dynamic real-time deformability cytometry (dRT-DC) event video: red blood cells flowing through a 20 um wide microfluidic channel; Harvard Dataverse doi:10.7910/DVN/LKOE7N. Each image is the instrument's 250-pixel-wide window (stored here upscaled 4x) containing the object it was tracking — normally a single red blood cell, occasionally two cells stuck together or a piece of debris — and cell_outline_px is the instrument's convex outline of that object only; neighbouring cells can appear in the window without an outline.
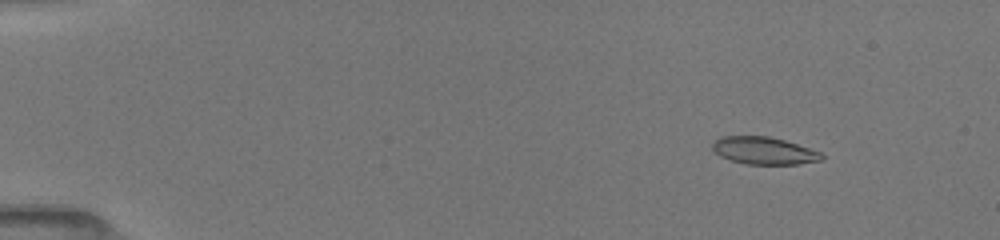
{"species": "common noctule bat (a hibernating species)", "species_latin": "Nyctalus noctula", "temperature_condition": "room temperature", "stored_images_in_passage": 39, "camera_frame_rate_fps": 3000, "um_per_image_px": 0.085, "animal": {"sex": "female", "body_mass_g": 19.5, "forearm_length_mm": 54.1}, "frame": {"image": 1, "passage_image": 3, "time_ms": 1.667, "image_size_px": [1000, 240], "cell_outline_px": [[824, 160], [796, 164], [744, 164], [720, 156], [712, 148], [712, 144], [720, 136], [768, 136], [784, 140], [820, 152], [824, 156]], "centroid_in_image_um": [64.93, 12.81], "position_along_channel_um": 20.1, "area_um2": 17.28}}
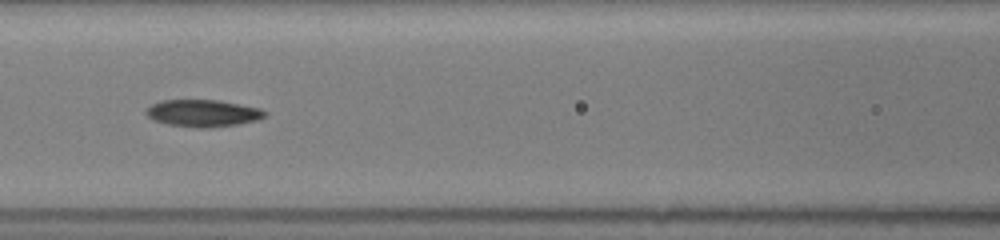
{"frame": {"image": 2, "passage_image": 18, "time_ms": 7.667, "image_size_px": [1000, 240], "cell_outline_px": [[268, 116], [256, 120], [240, 124], [208, 128], [196, 128], [168, 124], [152, 120], [144, 112], [144, 108], [160, 100], [220, 100], [260, 108], [268, 112]], "centroid_in_image_um": [17.25, 9.62], "position_along_channel_um": 149.4, "area_um2": 19.07}}
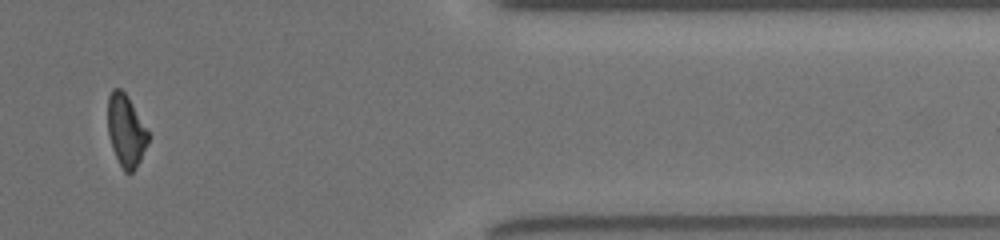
{"frame": {"image": 3, "passage_image": 34, "time_ms": 14.667, "image_size_px": [1000, 240], "cell_outline_px": [[152, 136], [136, 168], [132, 172], [124, 172], [112, 148], [108, 132], [108, 96], [112, 88], [120, 88], [128, 96]], "centroid_in_image_um": [10.74, 11.09], "position_along_channel_um": 400.7, "area_um2": 17.17}, "authors_computed_cell_mechanics": {"area_um2": 18.2648, "velocity_mm_per_s": 4.0175, "shape_relaxation_time_tau1_ms": 8.7777, "shape_relaxation_time_tau2_ms": 3.2213, "deformation_change_tau1": 0.2473, "deformation_change_tau2": 0.1014}}